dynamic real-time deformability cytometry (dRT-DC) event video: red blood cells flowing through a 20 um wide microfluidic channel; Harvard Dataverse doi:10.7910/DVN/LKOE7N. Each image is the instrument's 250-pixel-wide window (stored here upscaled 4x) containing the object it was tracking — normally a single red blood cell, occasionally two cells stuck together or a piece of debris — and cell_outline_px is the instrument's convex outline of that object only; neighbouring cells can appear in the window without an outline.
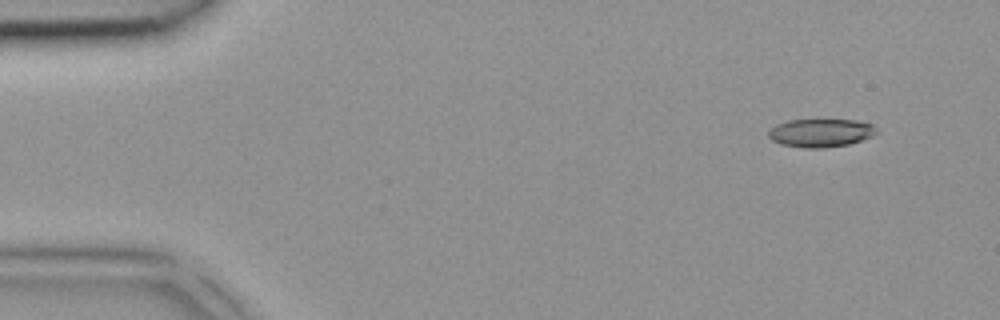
{"species": "common noctule bat (a hibernating species)", "species_latin": "Nyctalus noctula", "temperature_condition": "room temperature", "stored_images_in_passage": 5, "camera_frame_rate_fps": 3000, "um_per_image_px": 0.085, "animal": {"sex": "female", "body_mass_g": 18.4}, "frame": {"image": 1, "passage_image": 2, "time_ms": 0.333, "image_size_px": [1000, 320], "cell_outline_px": [[876, 132], [872, 136], [848, 144], [824, 148], [804, 148], [780, 144], [772, 140], [768, 136], [768, 132], [776, 124], [788, 120], [856, 120], [872, 124], [876, 128]], "centroid_in_image_um": [69.73, 11.29], "position_along_channel_um": 15.3, "area_um2": 17.69}}
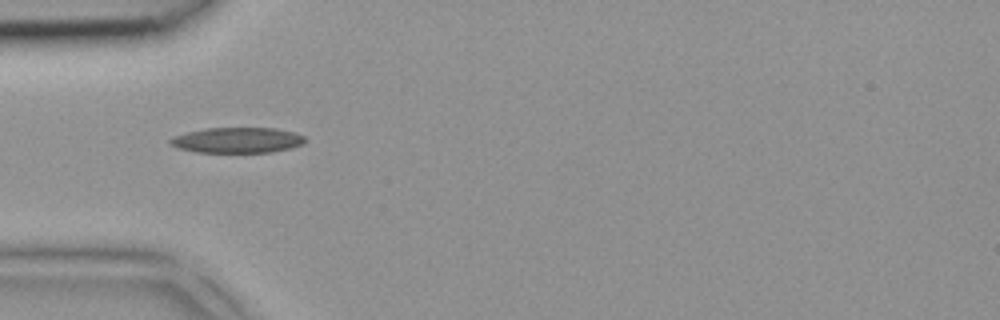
{"frame": {"image": 2, "passage_image": 5, "time_ms": 1.333, "image_size_px": [1000, 320], "cell_outline_px": [[304, 144], [292, 148], [272, 152], [196, 152], [176, 148], [168, 144], [168, 140], [176, 136], [188, 132], [204, 128], [276, 128], [296, 132], [304, 136]], "centroid_in_image_um": [20.18, 11.91], "position_along_channel_um": 64.8, "area_um2": 20.17}}